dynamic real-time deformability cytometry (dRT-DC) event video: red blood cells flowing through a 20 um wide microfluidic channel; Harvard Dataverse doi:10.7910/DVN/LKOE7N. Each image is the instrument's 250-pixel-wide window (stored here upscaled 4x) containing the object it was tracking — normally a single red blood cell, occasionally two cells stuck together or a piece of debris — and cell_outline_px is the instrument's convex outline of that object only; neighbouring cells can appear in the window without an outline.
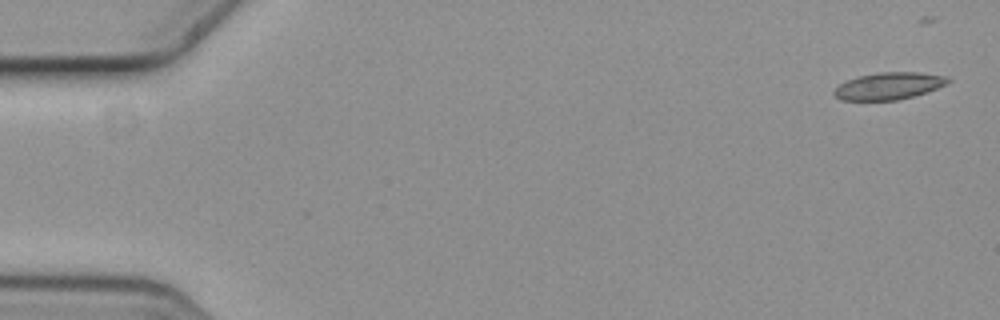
{"species": "common noctule bat (a hibernating species)", "species_latin": "Nyctalus noctula", "temperature_condition": "cold", "stored_images_in_passage": 6, "camera_frame_rate_fps": 3000, "um_per_image_px": 0.085, "animal": {"sex": "female", "body_mass_g": 19.3, "forearm_length_mm": 54.1}, "frame": {"image": 1, "passage_image": 1, "time_ms": 0.0, "image_size_px": [1000, 320], "cell_outline_px": [[952, 80], [948, 84], [912, 96], [896, 100], [840, 100], [832, 92], [840, 84], [856, 76], [880, 72], [920, 72], [948, 76]], "centroid_in_image_um": [75.56, 7.29], "position_along_channel_um": 9.4, "area_um2": 17.92}}
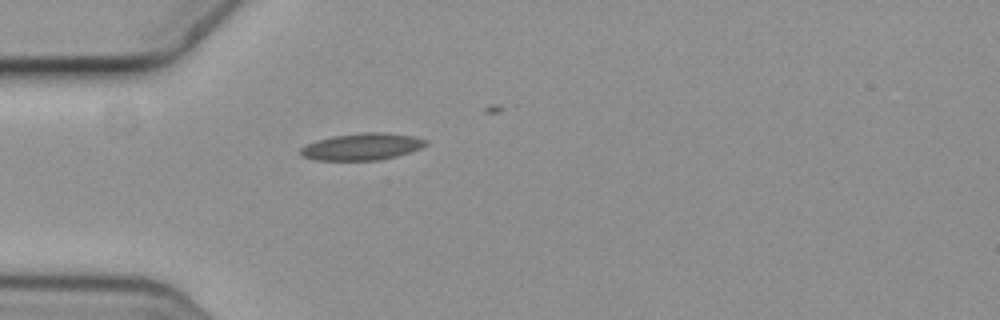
{"frame": {"image": 2, "passage_image": 5, "time_ms": 1.333, "image_size_px": [1000, 320], "cell_outline_px": [[428, 144], [420, 148], [396, 156], [380, 160], [316, 160], [300, 156], [300, 148], [316, 140], [332, 136], [360, 132], [388, 132], [416, 136], [428, 140]], "centroid_in_image_um": [30.78, 12.45], "position_along_channel_um": 54.2, "area_um2": 19.83}}